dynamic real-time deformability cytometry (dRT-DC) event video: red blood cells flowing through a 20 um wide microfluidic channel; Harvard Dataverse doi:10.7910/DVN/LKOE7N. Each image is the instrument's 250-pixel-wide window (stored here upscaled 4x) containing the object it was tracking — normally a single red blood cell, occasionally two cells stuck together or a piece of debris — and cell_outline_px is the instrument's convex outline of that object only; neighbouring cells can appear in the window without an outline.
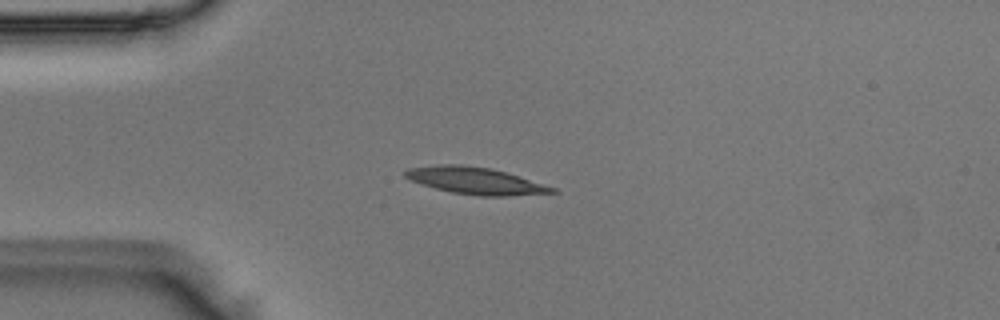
{"species": "Egyptian fruit bat (a non-hibernating species)", "species_latin": "Rousettus aegyptiacus", "temperature_condition": "room temperature", "stored_images_in_passage": 33, "camera_frame_rate_fps": 3000, "um_per_image_px": 0.085, "animal": {"sex": "male"}, "frame": {"image": 1, "passage_image": 1, "time_ms": 0.0, "image_size_px": [1000, 320], "cell_outline_px": [[560, 192], [512, 196], [480, 196], [452, 192], [436, 188], [412, 180], [404, 176], [404, 172], [408, 168], [440, 164], [460, 164], [488, 168], [504, 172], [556, 188]], "centroid_in_image_um": [40.43, 15.37], "position_along_channel_um": 44.6, "area_um2": 22.66}}
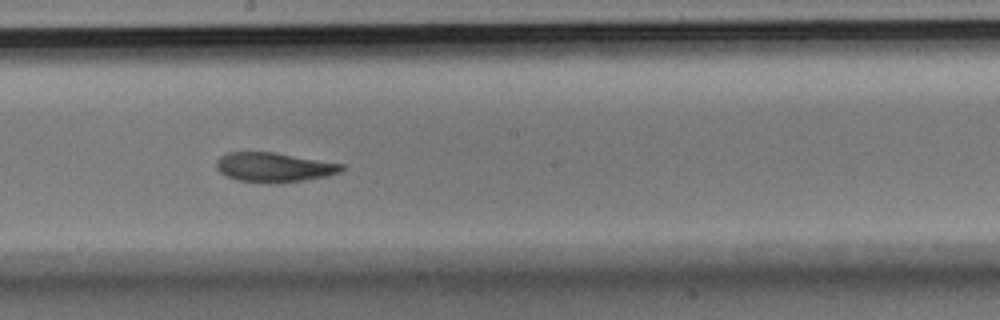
{"frame": {"image": 2, "passage_image": 16, "time_ms": 5.0, "image_size_px": [1000, 320], "cell_outline_px": [[344, 168], [340, 172], [328, 176], [304, 180], [276, 184], [236, 180], [220, 172], [216, 168], [216, 160], [220, 156], [228, 152], [272, 152], [344, 164]], "centroid_in_image_um": [23.28, 14.23], "position_along_channel_um": 224.9, "area_um2": 21.56}}
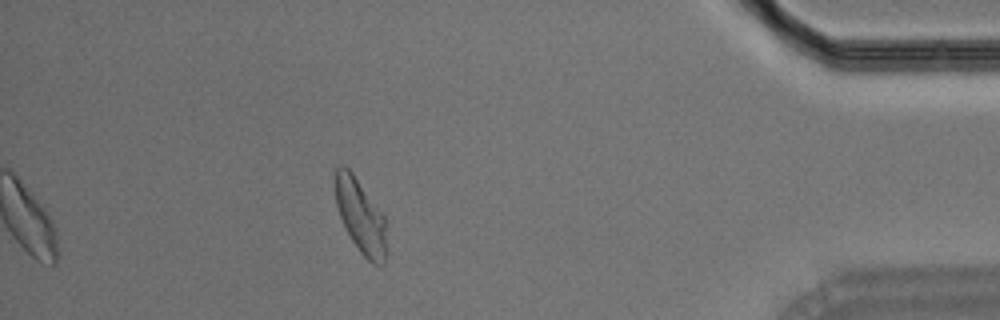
{"frame": {"image": 3, "passage_image": 33, "time_ms": 10.667, "image_size_px": [1000, 320], "cell_outline_px": [[384, 264], [372, 264], [360, 252], [352, 240], [340, 216], [336, 204], [336, 168], [340, 164], [344, 164], [352, 172], [384, 216]], "centroid_in_image_um": [30.62, 18.34], "position_along_channel_um": 404.6, "area_um2": 21.21}}